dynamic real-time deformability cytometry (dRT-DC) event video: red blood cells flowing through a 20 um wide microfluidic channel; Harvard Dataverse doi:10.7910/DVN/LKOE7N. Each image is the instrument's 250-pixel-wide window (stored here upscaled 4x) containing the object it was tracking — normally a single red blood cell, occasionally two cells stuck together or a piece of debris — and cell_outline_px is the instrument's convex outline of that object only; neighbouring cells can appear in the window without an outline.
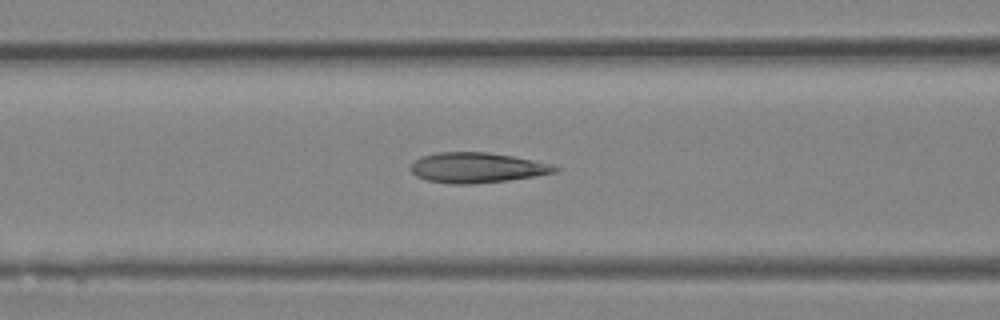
{"species": "Egyptian fruit bat (a non-hibernating species)", "species_latin": "Rousettus aegyptiacus", "temperature_condition": "room temperature", "stored_images_in_passage": 18, "camera_frame_rate_fps": 3000, "um_per_image_px": 0.085, "animal": {"sex": "female"}, "frame": {"image": 1, "passage_image": 15, "time_ms": 4.667, "image_size_px": [1000, 320], "cell_outline_px": [[560, 168], [556, 172], [508, 180], [476, 184], [452, 184], [428, 180], [416, 176], [412, 172], [412, 164], [420, 156], [436, 152], [488, 152], [512, 156], [552, 164]], "centroid_in_image_um": [40.53, 14.25], "position_along_channel_um": 126.1, "area_um2": 25.26}}
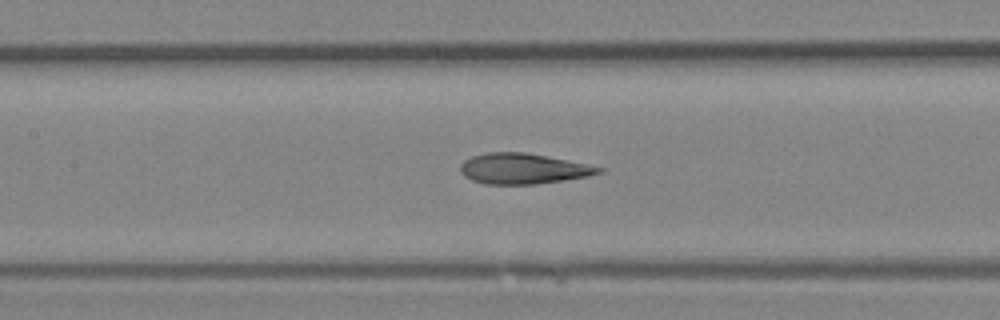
{"frame": {"image": 2, "passage_image": 17, "time_ms": 5.333, "image_size_px": [1000, 320], "cell_outline_px": [[604, 172], [588, 176], [564, 180], [536, 184], [484, 184], [472, 180], [464, 176], [460, 172], [460, 164], [464, 160], [472, 156], [488, 152], [524, 152], [604, 168]], "centroid_in_image_um": [44.41, 14.34], "position_along_channel_um": 163.0, "area_um2": 24.39}}